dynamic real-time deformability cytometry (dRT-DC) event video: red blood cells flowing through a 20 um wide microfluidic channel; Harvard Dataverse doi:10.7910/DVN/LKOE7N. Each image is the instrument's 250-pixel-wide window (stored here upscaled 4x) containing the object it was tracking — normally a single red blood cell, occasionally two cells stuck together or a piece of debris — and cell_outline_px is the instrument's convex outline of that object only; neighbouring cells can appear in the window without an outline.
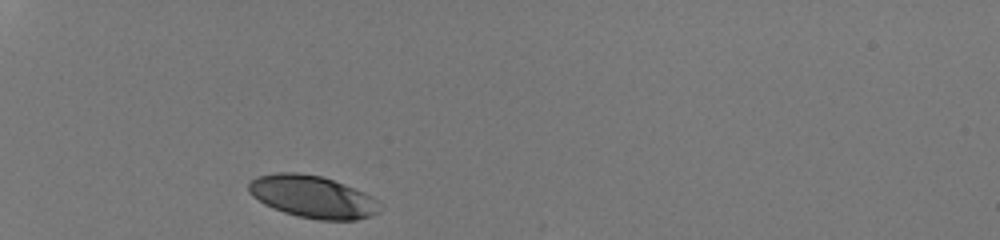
{"species": "human", "species_latin": "Homo sapiens", "temperature_condition": "room temperature", "stored_images_in_passage": 28, "camera_frame_rate_fps": 3000, "um_per_image_px": 0.085, "donor": {"sex": "male"}, "frame": {"image": 1, "passage_image": 1, "time_ms": 0.0, "image_size_px": [1000, 240], "cell_outline_px": [[384, 208], [380, 212], [356, 220], [320, 220], [296, 216], [272, 208], [264, 204], [252, 196], [248, 192], [248, 184], [256, 176], [276, 172], [300, 172], [320, 176], [344, 184], [364, 192], [372, 196], [384, 204]], "centroid_in_image_um": [26.59, 16.73], "position_along_channel_um": 58.4, "area_um2": 32.71}}
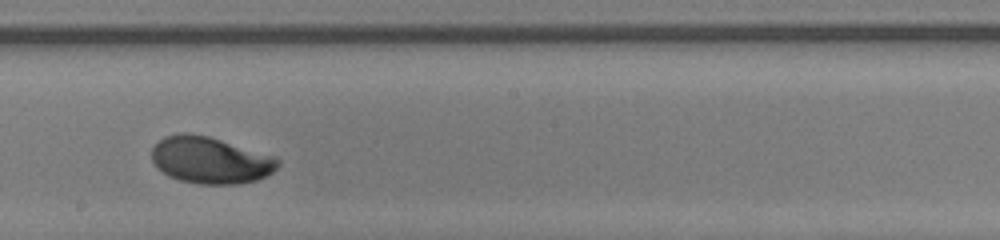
{"frame": {"image": 2, "passage_image": 16, "time_ms": 5.0, "image_size_px": [1000, 240], "cell_outline_px": [[280, 164], [272, 172], [256, 180], [236, 184], [196, 184], [180, 180], [168, 176], [156, 168], [152, 160], [152, 148], [164, 136], [180, 132], [188, 132], [208, 136], [276, 156], [280, 160]], "centroid_in_image_um": [17.86, 13.61], "position_along_channel_um": 230.3, "area_um2": 34.56}}
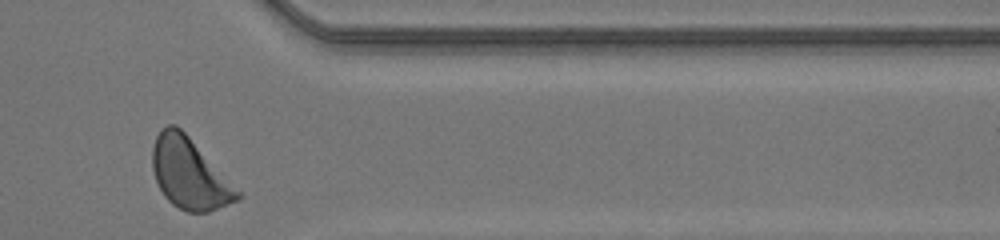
{"frame": {"image": 3, "passage_image": 28, "time_ms": 9.0, "image_size_px": [1000, 240], "cell_outline_px": [[244, 196], [240, 200], [208, 212], [188, 212], [172, 204], [164, 196], [156, 180], [152, 168], [152, 148], [156, 136], [160, 128], [168, 124], [176, 124], [188, 136]], "centroid_in_image_um": [16.08, 14.76], "position_along_channel_um": 395.3, "area_um2": 34.68}, "authors_computed_cell_mechanics": {"area_um2": 33.6685, "velocity_mm_per_s": 4.187, "shape_relaxation_time_tau1_ms": 2.3431, "shape_relaxation_time_tau2_ms": null, "deformation_change_tau1": 0.145, "deformation_change_tau2": null}}